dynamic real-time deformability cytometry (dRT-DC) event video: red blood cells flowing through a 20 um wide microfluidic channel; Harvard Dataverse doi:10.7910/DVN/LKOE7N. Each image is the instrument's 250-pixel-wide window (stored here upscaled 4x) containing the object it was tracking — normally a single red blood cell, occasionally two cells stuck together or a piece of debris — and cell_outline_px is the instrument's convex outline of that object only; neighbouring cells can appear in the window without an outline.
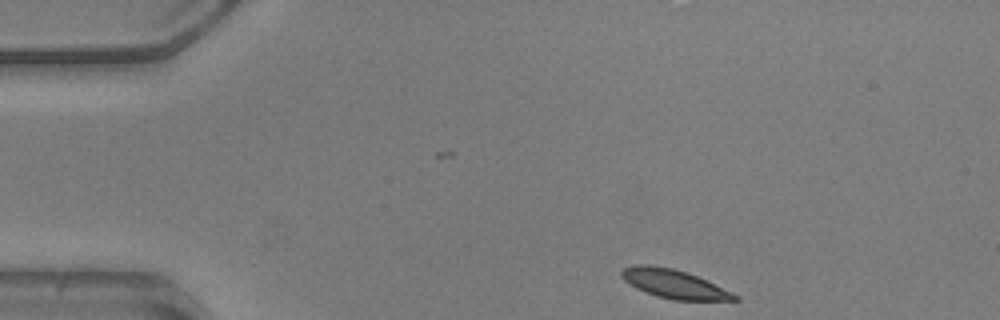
{"species": "common noctule bat (a hibernating species)", "species_latin": "Nyctalus noctula", "temperature_condition": "warm", "stored_images_in_passage": 44, "camera_frame_rate_fps": 3000, "um_per_image_px": 0.085, "animal": {"sex": "male", "body_mass_g": 20.5, "forearm_length_mm": 52.5}, "frame": {"image": 1, "passage_image": 1, "time_ms": 0.0, "image_size_px": [1000, 320], "cell_outline_px": [[740, 300], [672, 300], [656, 296], [644, 292], [628, 284], [620, 276], [620, 272], [624, 268], [636, 264], [648, 264], [672, 268], [688, 272], [732, 292], [740, 296]], "centroid_in_image_um": [57.26, 24.13], "position_along_channel_um": 27.7, "area_um2": 19.07}}
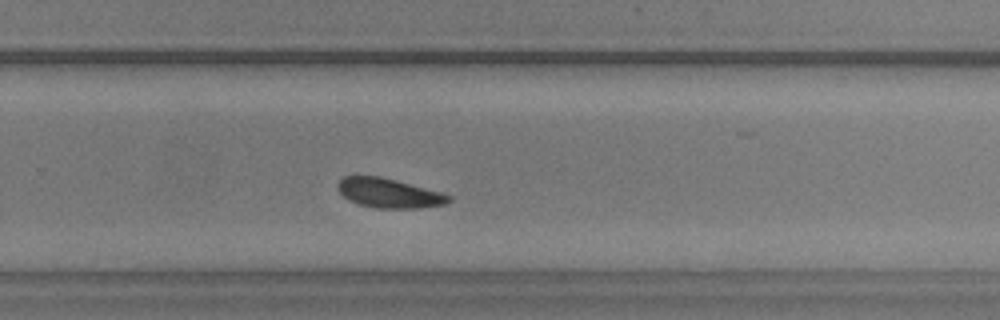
{"frame": {"image": 2, "passage_image": 27, "time_ms": 8.667, "image_size_px": [1000, 320], "cell_outline_px": [[452, 200], [444, 204], [420, 208], [376, 208], [360, 204], [348, 200], [336, 188], [336, 184], [344, 176], [380, 176], [396, 180], [440, 192], [452, 196]], "centroid_in_image_um": [33.04, 16.41], "position_along_channel_um": 296.8, "area_um2": 18.96}}
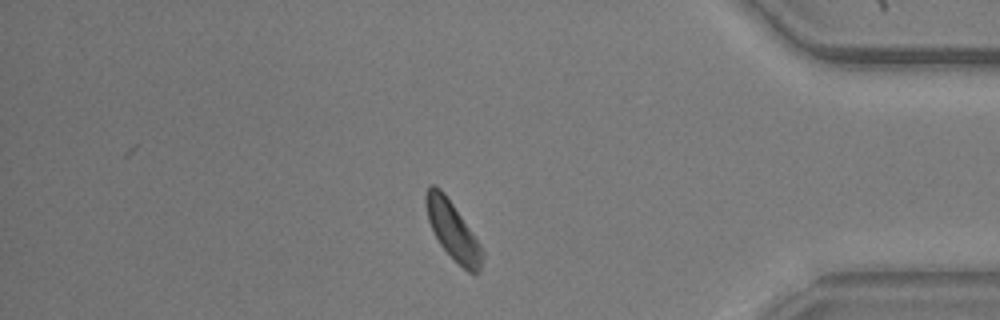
{"frame": {"image": 3, "passage_image": 37, "time_ms": 12.0, "image_size_px": [1000, 320], "cell_outline_px": [[484, 256], [480, 268], [476, 272], [468, 272], [440, 244], [428, 220], [424, 204], [424, 196], [428, 188], [432, 184], [436, 184], [444, 192], [472, 232], [480, 244], [484, 252]], "centroid_in_image_um": [38.46, 19.54], "position_along_channel_um": 396.7, "area_um2": 18.61}, "authors_computed_cell_mechanics": {"area_um2": 19.4208, "velocity_mm_per_s": 3.8891, "shape_relaxation_time_tau1_ms": 2.0407, "shape_relaxation_time_tau2_ms": null, "deformation_change_tau1": 0.0739, "deformation_change_tau2": null}}